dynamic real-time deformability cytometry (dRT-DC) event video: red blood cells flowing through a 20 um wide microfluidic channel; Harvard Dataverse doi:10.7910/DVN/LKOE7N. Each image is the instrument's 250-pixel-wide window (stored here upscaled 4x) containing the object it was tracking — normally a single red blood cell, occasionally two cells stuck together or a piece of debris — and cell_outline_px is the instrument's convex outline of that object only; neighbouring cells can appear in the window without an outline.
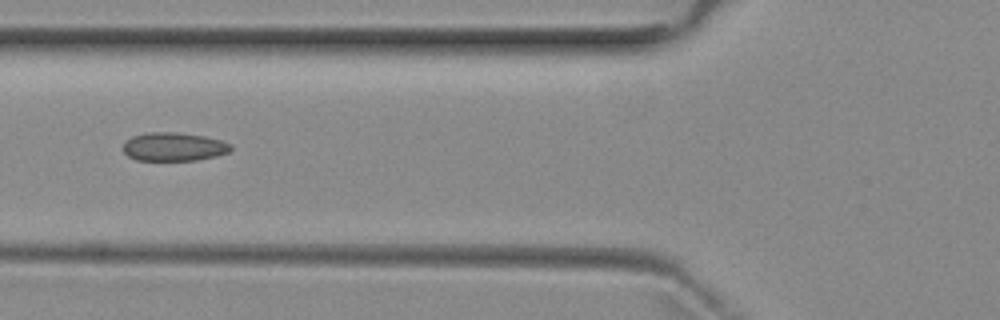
{"species": "common noctule bat (a hibernating species)", "species_latin": "Nyctalus noctula", "temperature_condition": "room temperature", "stored_images_in_passage": 8, "camera_frame_rate_fps": 3000, "um_per_image_px": 0.085, "animal": {"sex": "female", "body_mass_g": 29.2, "forearm_length_mm": 56.3}, "frame": {"image": 1, "passage_image": 4, "time_ms": 4.667, "image_size_px": [1000, 320], "cell_outline_px": [[232, 148], [228, 152], [216, 156], [196, 160], [136, 160], [128, 156], [124, 152], [124, 140], [132, 136], [148, 132], [176, 132], [204, 136], [220, 140], [232, 144]], "centroid_in_image_um": [14.76, 12.47], "position_along_channel_um": 111.0, "area_um2": 17.92}}
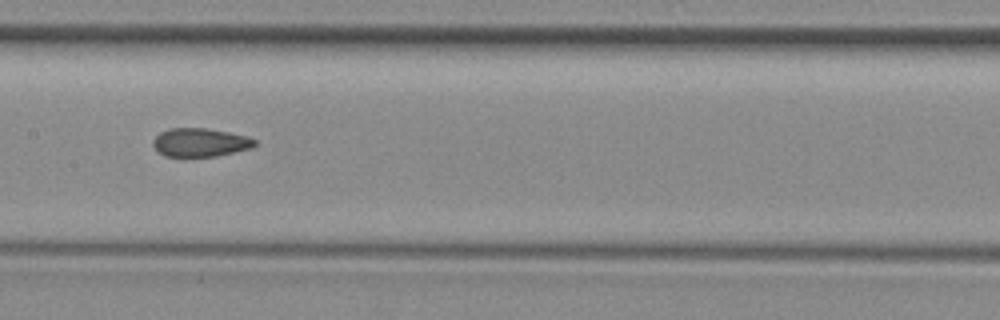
{"frame": {"image": 2, "passage_image": 6, "time_ms": 6.667, "image_size_px": [1000, 320], "cell_outline_px": [[256, 144], [252, 148], [216, 156], [184, 160], [164, 156], [156, 152], [152, 144], [152, 140], [160, 132], [172, 128], [204, 128], [228, 132], [248, 136], [256, 140]], "centroid_in_image_um": [16.95, 12.16], "position_along_channel_um": 190.5, "area_um2": 17.69}}
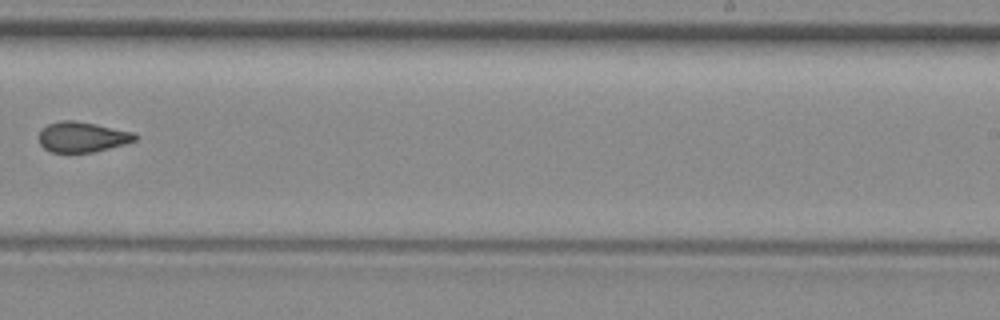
{"frame": {"image": 3, "passage_image": 8, "time_ms": 9.0, "image_size_px": [1000, 320], "cell_outline_px": [[136, 140], [124, 144], [96, 152], [52, 152], [44, 148], [40, 144], [40, 132], [48, 124], [60, 120], [72, 120], [96, 124], [136, 132]], "centroid_in_image_um": [7.02, 11.64], "position_along_channel_um": 282.0, "area_um2": 16.94}}